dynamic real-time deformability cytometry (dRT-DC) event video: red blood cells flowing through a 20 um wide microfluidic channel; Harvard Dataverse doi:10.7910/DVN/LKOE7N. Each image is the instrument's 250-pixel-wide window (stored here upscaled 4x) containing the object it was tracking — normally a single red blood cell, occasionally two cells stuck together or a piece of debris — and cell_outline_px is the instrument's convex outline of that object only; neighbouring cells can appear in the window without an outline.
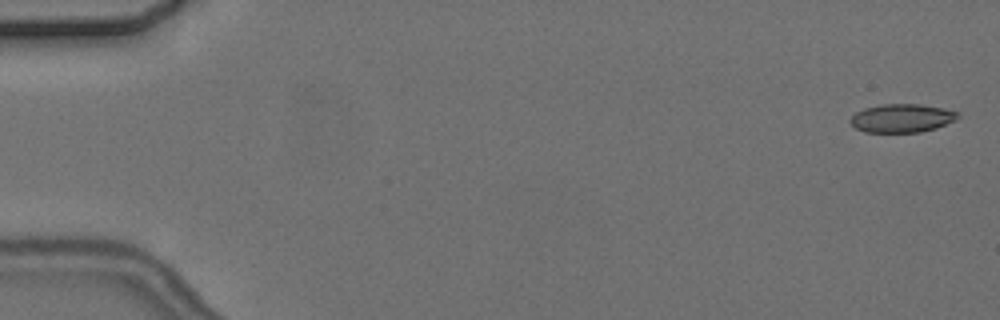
{"species": "common noctule bat (a hibernating species)", "species_latin": "Nyctalus noctula", "temperature_condition": "cold", "stored_images_in_passage": 3, "camera_frame_rate_fps": 3000, "um_per_image_px": 0.085, "animal": {"sex": "female", "body_mass_g": 24.6, "forearm_length_mm": 56.2}, "frame": {"image": 1, "passage_image": 1, "time_ms": 0.0, "image_size_px": [1000, 320], "cell_outline_px": [[960, 116], [956, 120], [936, 128], [920, 132], [864, 132], [856, 128], [848, 120], [856, 112], [864, 108], [884, 104], [920, 104], [944, 108], [960, 112]], "centroid_in_image_um": [76.69, 10.04], "position_along_channel_um": 8.3, "area_um2": 17.92}}